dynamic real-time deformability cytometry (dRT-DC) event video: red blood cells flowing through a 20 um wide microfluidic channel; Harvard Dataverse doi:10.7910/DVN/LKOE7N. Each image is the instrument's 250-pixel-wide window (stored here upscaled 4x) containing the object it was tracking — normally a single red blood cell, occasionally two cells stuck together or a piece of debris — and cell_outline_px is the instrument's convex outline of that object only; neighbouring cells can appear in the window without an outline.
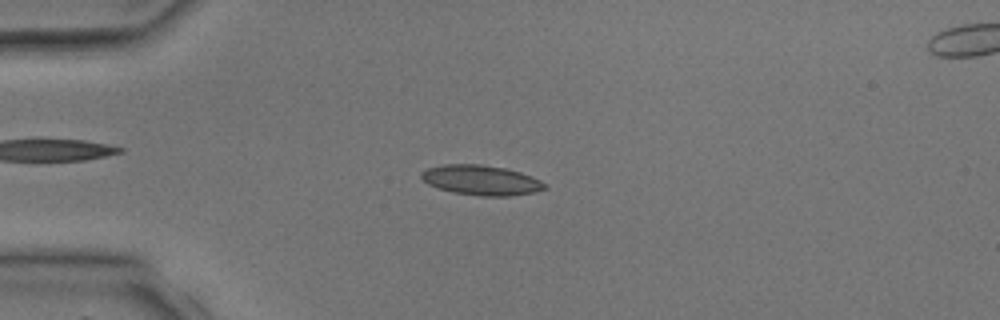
{"species": "common noctule bat (a hibernating species)", "species_latin": "Nyctalus noctula", "temperature_condition": "room temperature", "stored_images_in_passage": 5, "camera_frame_rate_fps": 3000, "um_per_image_px": 0.085, "animal": {"sex": "male", "body_mass_g": 17.9, "forearm_length_mm": 54.2}, "frame": {"image": 1, "passage_image": 4, "time_ms": 4.667, "image_size_px": [1000, 320], "cell_outline_px": [[548, 188], [536, 192], [508, 196], [484, 196], [452, 192], [428, 184], [420, 176], [420, 172], [428, 168], [444, 164], [480, 164], [504, 168], [520, 172], [532, 176], [548, 184]], "centroid_in_image_um": [40.94, 15.31], "position_along_channel_um": 44.1, "area_um2": 21.56}}